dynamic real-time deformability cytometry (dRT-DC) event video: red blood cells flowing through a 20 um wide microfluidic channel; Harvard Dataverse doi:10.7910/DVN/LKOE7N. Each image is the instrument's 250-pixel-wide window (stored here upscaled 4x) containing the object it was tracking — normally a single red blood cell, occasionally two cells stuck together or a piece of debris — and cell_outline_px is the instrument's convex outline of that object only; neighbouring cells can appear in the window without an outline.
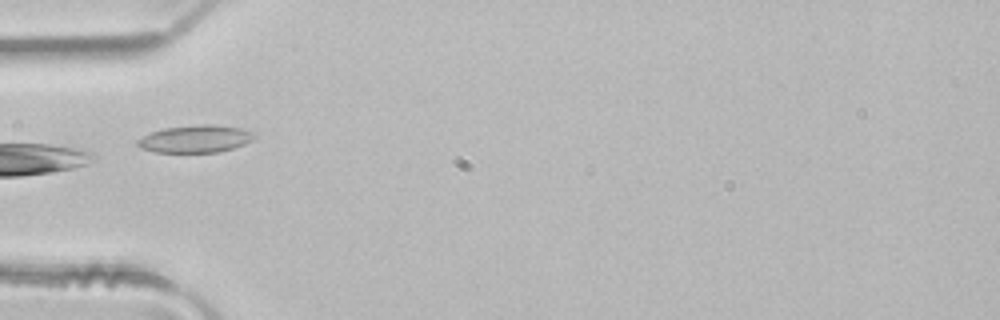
{"species": "common noctule bat (a hibernating species)", "species_latin": "Nyctalus noctula", "temperature_condition": "room temperature", "stored_images_in_passage": 4, "camera_frame_rate_fps": 3000, "um_per_image_px": 0.085, "animal": {"sex": "male", "body_mass_g": 21.5, "forearm_length_mm": 52.0}, "frame": {"image": 1, "passage_image": 4, "time_ms": 1.0, "image_size_px": [1000, 320], "cell_outline_px": [[256, 136], [252, 140], [244, 144], [220, 152], [152, 152], [140, 148], [136, 144], [136, 140], [140, 136], [148, 132], [164, 128], [200, 124], [212, 124], [240, 128], [256, 132]], "centroid_in_image_um": [16.57, 11.8], "position_along_channel_um": 68.4, "area_um2": 18.96}}